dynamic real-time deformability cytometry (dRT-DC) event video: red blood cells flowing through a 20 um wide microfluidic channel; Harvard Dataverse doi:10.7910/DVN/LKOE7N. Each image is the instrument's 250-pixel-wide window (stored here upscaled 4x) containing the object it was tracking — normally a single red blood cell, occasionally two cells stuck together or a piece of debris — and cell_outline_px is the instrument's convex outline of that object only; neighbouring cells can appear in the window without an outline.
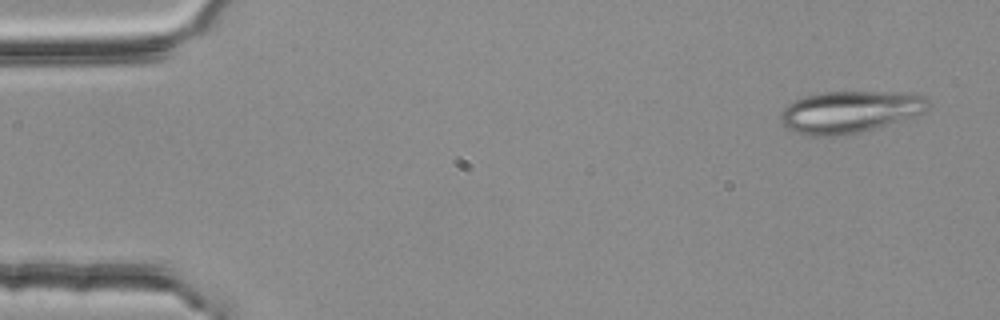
{"species": "common noctule bat (a hibernating species)", "species_latin": "Nyctalus noctula", "temperature_condition": "room temperature", "stored_images_in_passage": 3, "camera_frame_rate_fps": 3000, "um_per_image_px": 0.085, "animal": {"sex": "female", "body_mass_g": 25.1}, "frame": {"image": 1, "passage_image": 1, "time_ms": 0.0, "image_size_px": [1000, 320], "cell_outline_px": [[928, 108], [924, 112], [916, 116], [904, 120], [860, 132], [836, 136], [808, 136], [796, 132], [788, 128], [780, 120], [780, 112], [792, 100], [804, 96], [824, 92], [908, 92], [924, 96], [928, 100]], "centroid_in_image_um": [72.24, 9.5], "position_along_channel_um": 12.8, "area_um2": 36.3}}